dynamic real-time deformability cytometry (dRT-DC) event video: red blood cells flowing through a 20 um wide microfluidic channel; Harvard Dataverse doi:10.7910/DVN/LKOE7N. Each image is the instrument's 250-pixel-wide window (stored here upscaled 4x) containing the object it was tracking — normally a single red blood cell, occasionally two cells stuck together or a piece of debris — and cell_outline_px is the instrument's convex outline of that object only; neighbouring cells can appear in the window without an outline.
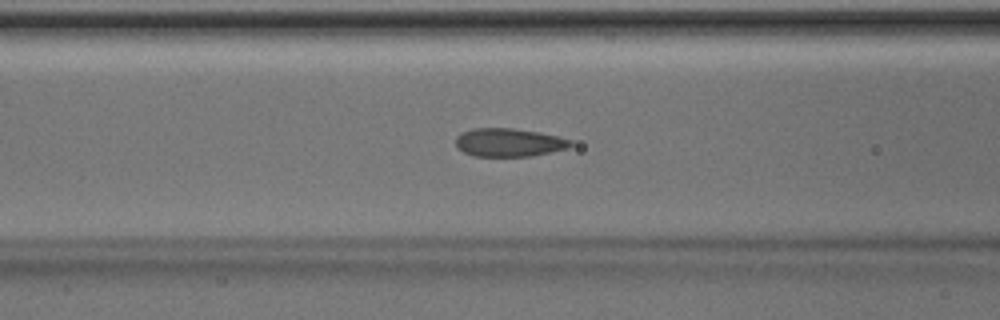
{"species": "Egyptian fruit bat (a non-hibernating species)", "species_latin": "Rousettus aegyptiacus", "temperature_condition": "room temperature", "stored_images_in_passage": 48, "camera_frame_rate_fps": 3000, "um_per_image_px": 0.085, "animal": {"sex": "male"}, "frame": {"image": 1, "passage_image": 18, "time_ms": 5.667, "image_size_px": [1000, 320], "cell_outline_px": [[572, 144], [568, 148], [532, 156], [472, 156], [456, 148], [456, 136], [460, 132], [472, 128], [512, 128], [540, 132], [572, 140]], "centroid_in_image_um": [43.22, 12.1], "position_along_channel_um": 123.4, "area_um2": 19.07}}
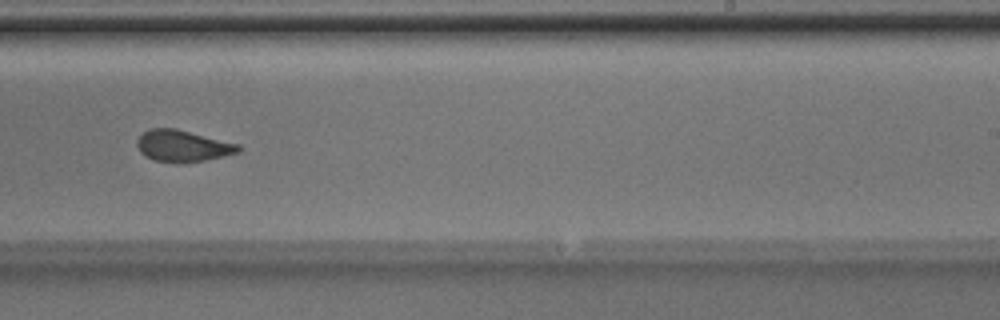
{"frame": {"image": 2, "passage_image": 29, "time_ms": 9.333, "image_size_px": [1000, 320], "cell_outline_px": [[240, 152], [204, 160], [176, 164], [156, 160], [144, 156], [140, 152], [136, 144], [136, 140], [144, 132], [152, 128], [176, 128], [240, 144]], "centroid_in_image_um": [15.52, 12.41], "position_along_channel_um": 273.5, "area_um2": 18.73}}
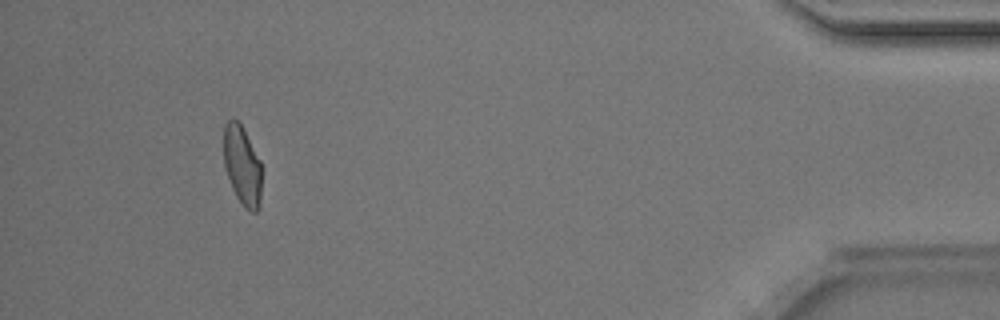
{"frame": {"image": 3, "passage_image": 44, "time_ms": 14.333, "image_size_px": [1000, 320], "cell_outline_px": [[260, 204], [256, 212], [252, 212], [236, 196], [232, 188], [224, 164], [224, 124], [232, 116], [240, 124], [260, 160]], "centroid_in_image_um": [20.57, 14.02], "position_along_channel_um": 414.6, "area_um2": 17.05}, "authors_computed_cell_mechanics": {"area_um2": 18.7272, "velocity_mm_per_s": 4.1073, "shape_relaxation_time_tau1_ms": 5.3798, "shape_relaxation_time_tau2_ms": 1.4352, "deformation_change_tau1": 0.1269, "deformation_change_tau2": 0.0416}}